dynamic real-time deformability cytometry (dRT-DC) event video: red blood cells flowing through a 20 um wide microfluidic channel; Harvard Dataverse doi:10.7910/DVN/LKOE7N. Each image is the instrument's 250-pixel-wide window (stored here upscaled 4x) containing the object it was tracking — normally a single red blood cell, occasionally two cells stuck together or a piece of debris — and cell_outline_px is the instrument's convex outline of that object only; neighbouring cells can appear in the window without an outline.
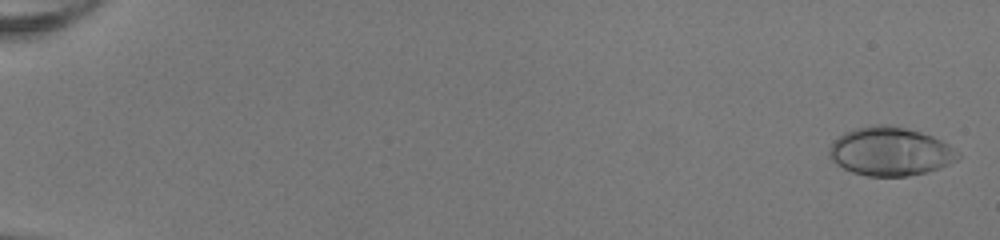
{"species": "human", "species_latin": "Homo sapiens", "temperature_condition": "room temperature", "stored_images_in_passage": 52, "camera_frame_rate_fps": 3000, "um_per_image_px": 0.085, "donor": {"sex": "female"}, "frame": {"image": 1, "passage_image": 2, "time_ms": 0.333, "image_size_px": [1000, 240], "cell_outline_px": [[960, 156], [956, 160], [940, 168], [908, 176], [868, 176], [852, 172], [836, 164], [828, 156], [828, 152], [832, 144], [844, 132], [856, 128], [872, 124], [888, 124], [920, 132], [932, 136], [948, 144], [960, 152]], "centroid_in_image_um": [75.67, 12.87], "position_along_channel_um": 9.3, "area_um2": 36.3}}
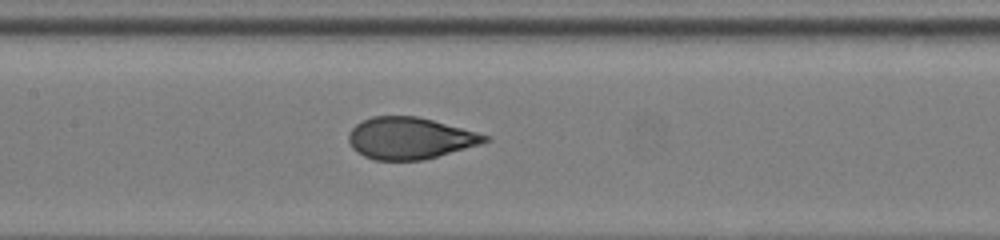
{"frame": {"image": 2, "passage_image": 28, "time_ms": 9.0, "image_size_px": [1000, 240], "cell_outline_px": [[492, 140], [480, 144], [424, 160], [376, 160], [364, 156], [356, 152], [352, 148], [348, 140], [348, 132], [356, 124], [372, 116], [416, 116], [432, 120], [492, 136]], "centroid_in_image_um": [34.84, 11.75], "position_along_channel_um": 172.6, "area_um2": 33.12}}
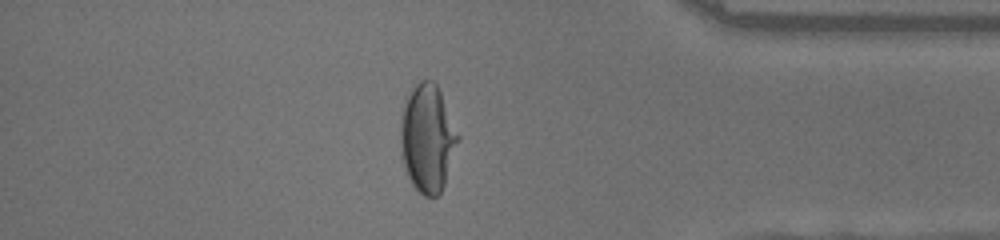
{"frame": {"image": 3, "passage_image": 46, "time_ms": 15.0, "image_size_px": [1000, 240], "cell_outline_px": [[460, 140], [444, 184], [440, 192], [436, 196], [424, 196], [412, 184], [404, 168], [400, 152], [400, 116], [404, 104], [412, 88], [420, 80], [432, 80], [436, 84], [440, 92], [460, 136]], "centroid_in_image_um": [36.32, 11.75], "position_along_channel_um": 398.9, "area_um2": 36.13}, "authors_computed_cell_mechanics": {"area_um2": 34.0731, "velocity_mm_per_s": 4.1069, "shape_relaxation_time_tau1_ms": 6.884, "shape_relaxation_time_tau2_ms": null, "deformation_change_tau1": 0.2785, "deformation_change_tau2": null}}